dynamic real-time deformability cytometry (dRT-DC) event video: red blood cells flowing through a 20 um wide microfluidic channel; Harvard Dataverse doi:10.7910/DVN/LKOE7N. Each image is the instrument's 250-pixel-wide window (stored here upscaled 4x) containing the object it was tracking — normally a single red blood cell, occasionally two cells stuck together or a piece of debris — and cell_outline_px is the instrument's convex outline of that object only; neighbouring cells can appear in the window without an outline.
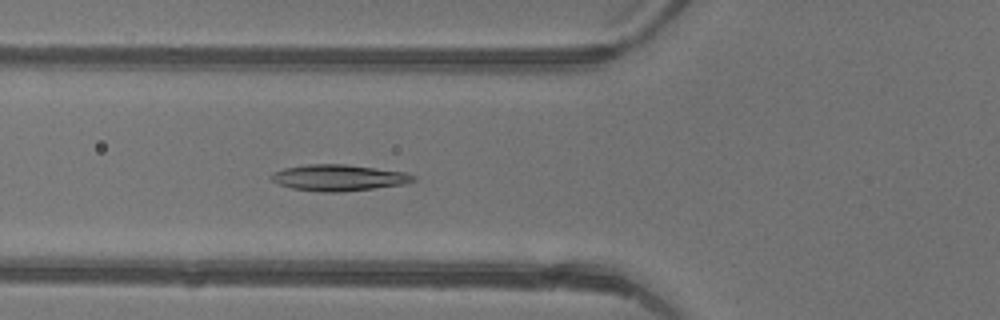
{"species": "common noctule bat (a hibernating species)", "species_latin": "Nyctalus noctula", "temperature_condition": "warm", "stored_images_in_passage": 36, "camera_frame_rate_fps": 3000, "um_per_image_px": 0.085, "animal": {"sex": "female"}, "frame": {"image": 1, "passage_image": 18, "time_ms": 5.667, "image_size_px": [1000, 320], "cell_outline_px": [[416, 180], [404, 184], [340, 192], [324, 192], [292, 188], [280, 184], [272, 180], [272, 176], [276, 172], [284, 168], [308, 164], [348, 164], [408, 172], [416, 176]], "centroid_in_image_um": [28.87, 15.09], "position_along_channel_um": 96.9, "area_um2": 21.56}}
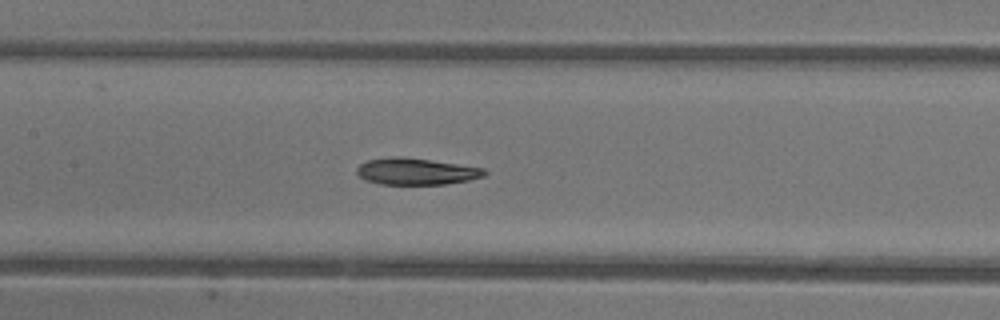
{"frame": {"image": 2, "passage_image": 23, "time_ms": 7.333, "image_size_px": [1000, 320], "cell_outline_px": [[488, 172], [484, 176], [468, 180], [444, 184], [380, 184], [364, 180], [356, 172], [356, 168], [360, 164], [368, 160], [392, 156], [428, 160], [484, 168]], "centroid_in_image_um": [35.34, 14.58], "position_along_channel_um": 172.1, "area_um2": 19.54}}
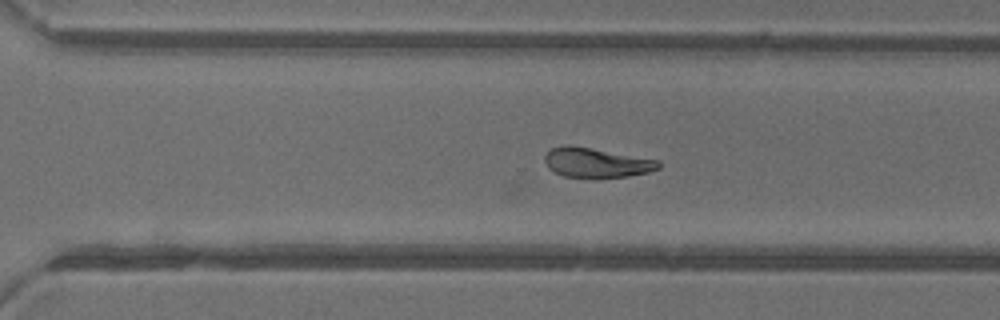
{"frame": {"image": 3, "passage_image": 33, "time_ms": 10.667, "image_size_px": [1000, 320], "cell_outline_px": [[660, 168], [648, 172], [628, 176], [592, 180], [564, 176], [548, 168], [544, 160], [544, 156], [552, 148], [564, 144], [568, 144], [660, 160]], "centroid_in_image_um": [50.68, 13.85], "position_along_channel_um": 319.9, "area_um2": 20.17}}